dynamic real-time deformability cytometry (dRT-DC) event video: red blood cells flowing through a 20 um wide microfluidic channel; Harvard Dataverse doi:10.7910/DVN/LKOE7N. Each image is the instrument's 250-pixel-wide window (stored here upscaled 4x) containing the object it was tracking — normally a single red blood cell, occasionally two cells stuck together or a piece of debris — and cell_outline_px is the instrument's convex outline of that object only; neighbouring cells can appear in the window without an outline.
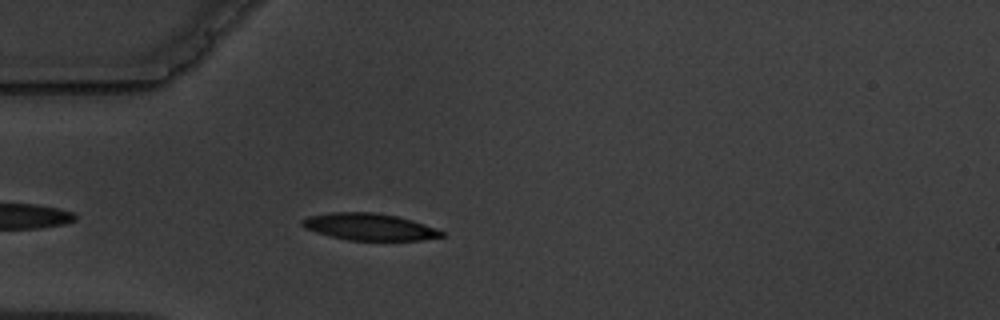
{"species": "common noctule bat (a hibernating species)", "species_latin": "Nyctalus noctula", "temperature_condition": "warm", "stored_images_in_passage": 5, "camera_frame_rate_fps": 3000, "um_per_image_px": 0.085, "animal": {"sex": "male", "body_mass_g": 19.5, "forearm_length_mm": 54.6}, "frame": {"image": 1, "passage_image": 5, "time_ms": 4.333, "image_size_px": [1000, 320], "cell_outline_px": [[444, 236], [420, 240], [348, 240], [316, 232], [304, 228], [300, 224], [300, 220], [308, 216], [332, 212], [376, 212], [396, 216], [412, 220], [436, 228], [444, 232]], "centroid_in_image_um": [31.37, 19.27], "position_along_channel_um": 53.6, "area_um2": 21.79}}